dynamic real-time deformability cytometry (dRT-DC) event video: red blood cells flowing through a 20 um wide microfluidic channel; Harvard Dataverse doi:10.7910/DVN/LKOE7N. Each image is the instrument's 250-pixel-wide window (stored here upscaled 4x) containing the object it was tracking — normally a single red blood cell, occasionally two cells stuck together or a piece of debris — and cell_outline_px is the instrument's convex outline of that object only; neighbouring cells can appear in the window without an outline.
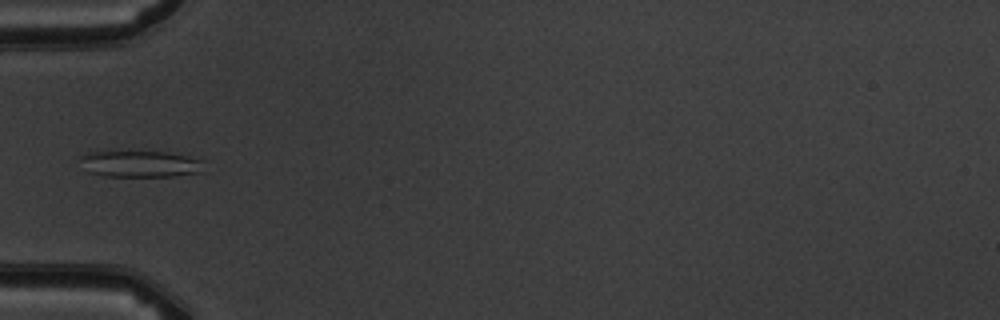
{"species": "common noctule bat (a hibernating species)", "species_latin": "Nyctalus noctula", "temperature_condition": "warm", "stored_images_in_passage": 5, "camera_frame_rate_fps": 3000, "um_per_image_px": 0.085, "animal": {"sex": "male", "body_mass_g": 19.5, "forearm_length_mm": 54.6}, "frame": {"image": 1, "passage_image": 4, "time_ms": 3.333, "image_size_px": [1000, 320], "cell_outline_px": [[204, 160], [196, 172], [176, 176], [108, 176], [88, 172], [80, 156], [88, 152], [164, 152], [188, 156]], "centroid_in_image_um": [11.9, 13.93], "position_along_channel_um": 73.1, "area_um2": 18.5}}
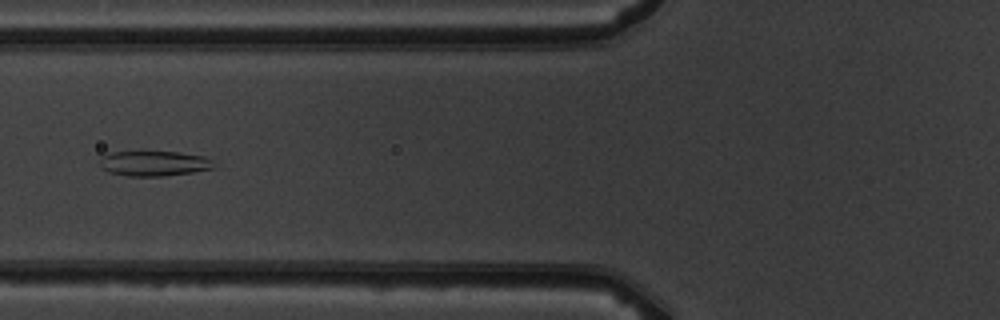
{"frame": {"image": 2, "passage_image": 5, "time_ms": 4.333, "image_size_px": [1000, 320], "cell_outline_px": [[216, 168], [192, 172], [164, 176], [128, 176], [108, 172], [100, 168], [100, 160], [104, 156], [112, 152], [176, 152], [204, 156], [212, 160]], "centroid_in_image_um": [13.1, 13.9], "position_along_channel_um": 112.7, "area_um2": 16.65}}